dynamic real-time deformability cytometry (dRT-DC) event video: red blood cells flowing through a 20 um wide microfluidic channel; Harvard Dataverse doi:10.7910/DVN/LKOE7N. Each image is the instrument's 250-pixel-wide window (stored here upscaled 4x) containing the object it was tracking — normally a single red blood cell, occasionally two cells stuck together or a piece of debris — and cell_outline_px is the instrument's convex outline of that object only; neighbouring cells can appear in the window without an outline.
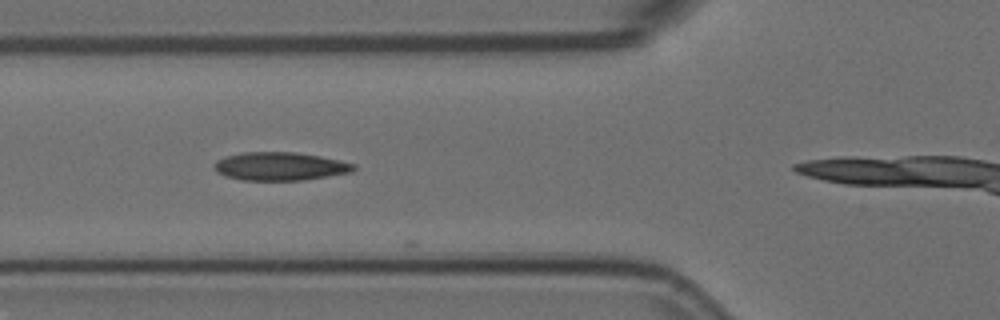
{"species": "Egyptian fruit bat (a non-hibernating species)", "species_latin": "Rousettus aegyptiacus", "temperature_condition": "room temperature", "stored_images_in_passage": 9, "camera_frame_rate_fps": 3000, "um_per_image_px": 0.085, "animal": {"sex": "female"}, "frame": {"image": 1, "passage_image": 8, "time_ms": 2.333, "image_size_px": [1000, 320], "cell_outline_px": [[356, 168], [352, 172], [304, 180], [240, 180], [224, 176], [216, 172], [212, 168], [212, 164], [216, 160], [224, 156], [240, 152], [296, 152], [320, 156], [340, 160], [356, 164]], "centroid_in_image_um": [23.75, 14.13], "position_along_channel_um": 102.0, "area_um2": 23.35}}